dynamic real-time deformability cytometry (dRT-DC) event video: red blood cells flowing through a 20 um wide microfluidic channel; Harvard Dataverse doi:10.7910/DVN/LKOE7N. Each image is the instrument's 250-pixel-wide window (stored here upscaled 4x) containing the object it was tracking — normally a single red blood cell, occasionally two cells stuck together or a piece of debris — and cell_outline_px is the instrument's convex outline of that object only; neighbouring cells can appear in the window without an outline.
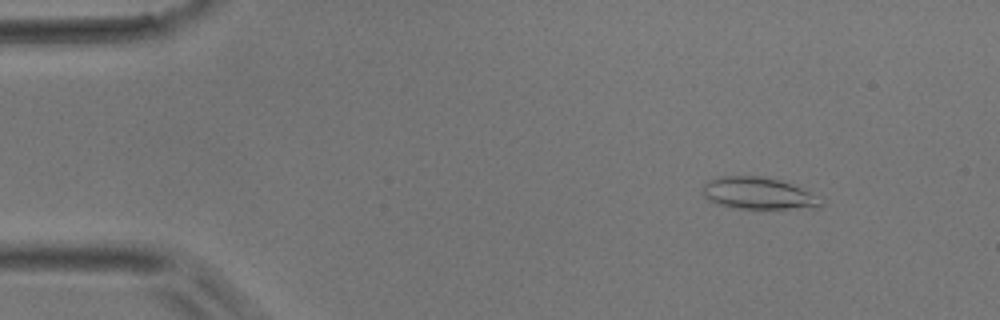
{"species": "common noctule bat (a hibernating species)", "species_latin": "Nyctalus noctula", "temperature_condition": "room temperature", "stored_images_in_passage": 48, "camera_frame_rate_fps": 3000, "um_per_image_px": 0.085, "animal": {"sex": "male", "body_mass_g": 17.9}, "frame": {"image": 1, "passage_image": 6, "time_ms": 1.667, "image_size_px": [1000, 320], "cell_outline_px": [[824, 204], [816, 208], [740, 208], [720, 204], [704, 196], [704, 184], [708, 180], [720, 176], [760, 176], [792, 184], [824, 196]], "centroid_in_image_um": [64.58, 16.43], "position_along_channel_um": 20.4, "area_um2": 21.91}}
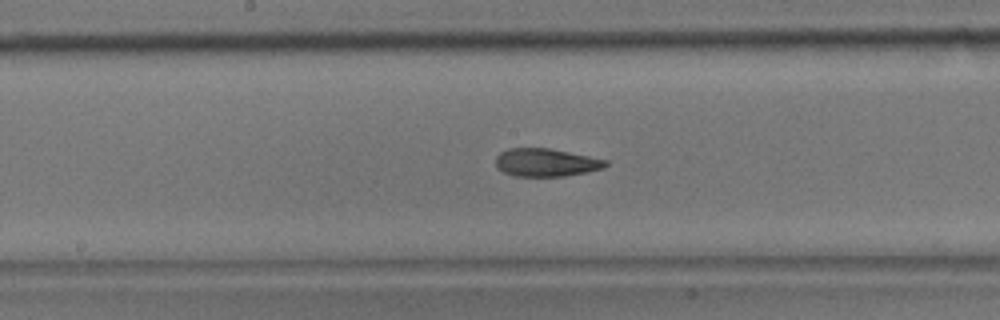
{"frame": {"image": 2, "passage_image": 25, "time_ms": 8.0, "image_size_px": [1000, 320], "cell_outline_px": [[608, 164], [604, 168], [564, 176], [516, 176], [504, 172], [496, 168], [496, 156], [500, 152], [508, 148], [548, 148], [608, 160]], "centroid_in_image_um": [46.38, 13.81], "position_along_channel_um": 201.8, "area_um2": 17.8}}
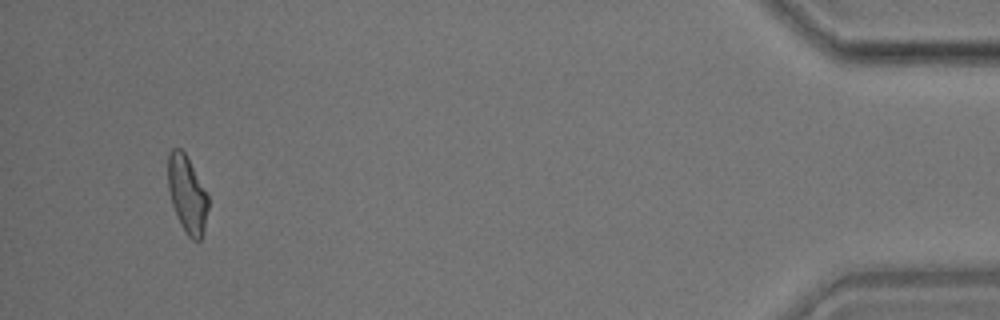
{"frame": {"image": 3, "passage_image": 46, "time_ms": 15.0, "image_size_px": [1000, 320], "cell_outline_px": [[208, 208], [204, 228], [200, 240], [192, 240], [188, 236], [180, 224], [172, 204], [168, 188], [168, 152], [172, 148], [180, 148], [184, 152], [208, 196]], "centroid_in_image_um": [15.89, 16.52], "position_along_channel_um": 419.3, "area_um2": 17.74}}